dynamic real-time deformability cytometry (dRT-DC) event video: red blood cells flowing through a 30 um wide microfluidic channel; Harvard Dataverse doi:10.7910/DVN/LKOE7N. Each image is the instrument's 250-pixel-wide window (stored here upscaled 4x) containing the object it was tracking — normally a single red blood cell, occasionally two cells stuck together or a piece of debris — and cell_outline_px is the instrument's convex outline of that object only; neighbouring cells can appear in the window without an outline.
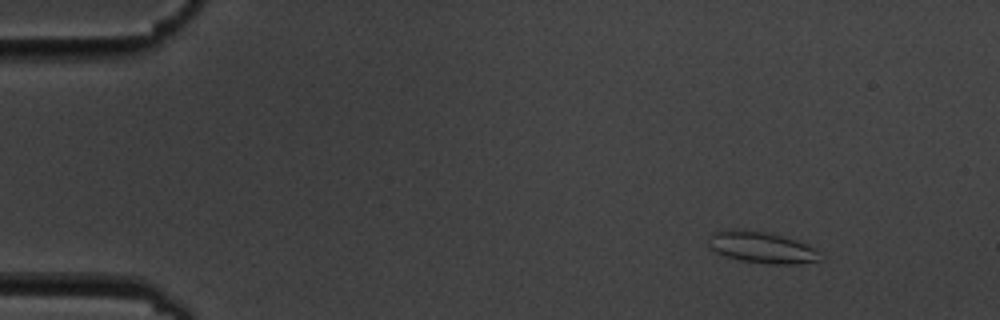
{"species": "common noctule bat (a hibernating species)", "species_latin": "Nyctalus noctula", "temperature_condition": "cold", "stored_images_in_passage": 15, "camera_frame_rate_fps": 3000, "um_per_image_px": 0.085, "animal": {"sex": "male", "body_mass_g": 19.5, "forearm_length_mm": 54.6}, "frame": {"image": 1, "passage_image": 2, "time_ms": 1.333, "image_size_px": [1000, 320], "cell_outline_px": [[824, 260], [796, 264], [768, 264], [740, 260], [716, 252], [708, 244], [708, 236], [712, 232], [732, 228], [736, 228], [764, 232], [780, 236], [804, 244], [812, 248]], "centroid_in_image_um": [64.67, 21.03], "position_along_channel_um": 20.3, "area_um2": 20.11}}
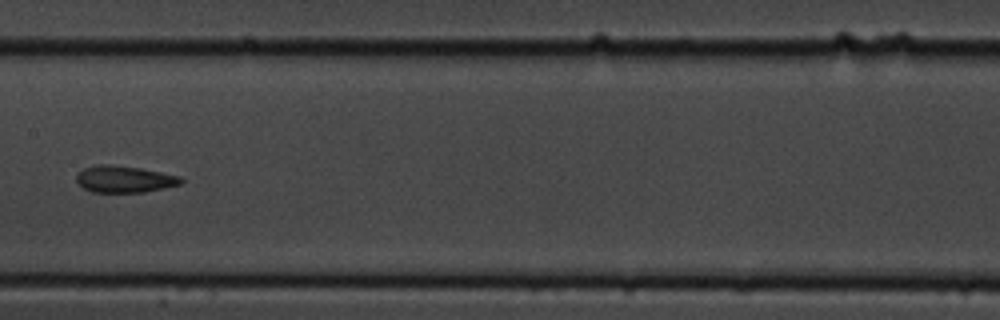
{"frame": {"image": 2, "passage_image": 8, "time_ms": 9.0, "image_size_px": [1000, 320], "cell_outline_px": [[184, 180], [180, 184], [144, 192], [92, 192], [84, 188], [76, 180], [76, 172], [84, 168], [100, 164], [108, 164], [140, 168], [180, 176]], "centroid_in_image_um": [10.54, 15.22], "position_along_channel_um": 196.9, "area_um2": 16.18}}
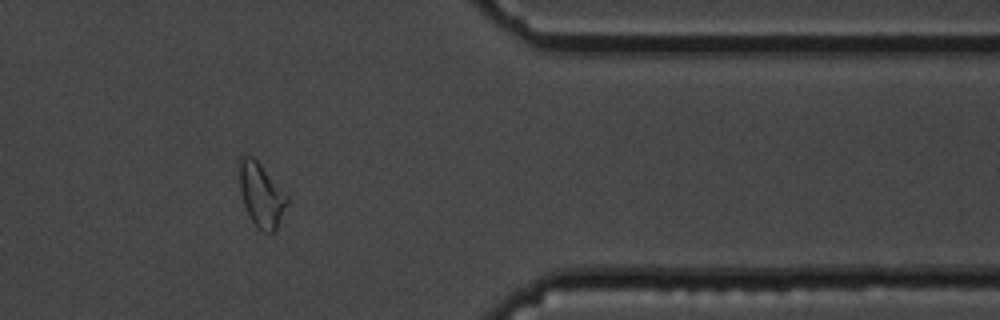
{"frame": {"image": 3, "passage_image": 13, "time_ms": 15.0, "image_size_px": [1000, 320], "cell_outline_px": [[288, 204], [276, 232], [264, 232], [256, 228], [248, 216], [244, 204], [240, 188], [240, 156], [252, 156], [260, 164], [288, 196]], "centroid_in_image_um": [22.23, 16.64], "position_along_channel_um": 389.2, "area_um2": 17.69}, "authors_computed_cell_mechanics": {"area_um2": 16.8198, "velocity_mm_per_s": 3.4879, "shape_relaxation_time_tau1_ms": 7.435, "shape_relaxation_time_tau2_ms": 2.7447, "deformation_change_tau1": 0.167, "deformation_change_tau2": 0.0773}}